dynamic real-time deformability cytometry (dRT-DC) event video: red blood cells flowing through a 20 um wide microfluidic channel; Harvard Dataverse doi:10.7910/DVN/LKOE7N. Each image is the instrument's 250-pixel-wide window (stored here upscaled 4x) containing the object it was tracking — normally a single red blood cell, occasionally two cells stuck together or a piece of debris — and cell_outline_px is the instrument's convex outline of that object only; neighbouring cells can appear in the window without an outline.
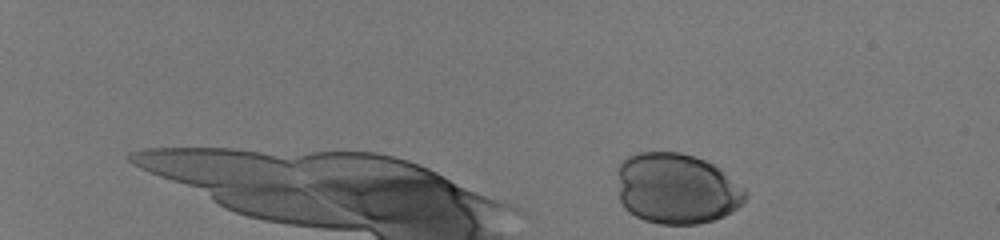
{"species": "human", "species_latin": "Homo sapiens", "temperature_condition": "room temperature", "stored_images_in_passage": 41, "camera_frame_rate_fps": 3000, "um_per_image_px": 0.085, "donor": {"sex": "male"}, "frame": {"image": 1, "passage_image": 1, "time_ms": 0.0, "image_size_px": [1000, 240], "cell_outline_px": [[748, 196], [732, 212], [724, 216], [712, 220], [696, 224], [660, 224], [644, 220], [628, 212], [624, 208], [620, 200], [616, 172], [620, 164], [628, 156], [640, 152], [680, 152], [704, 160], [720, 168], [744, 188], [748, 192]], "centroid_in_image_um": [57.49, 16.03], "position_along_channel_um": 27.5, "area_um2": 53.0}}
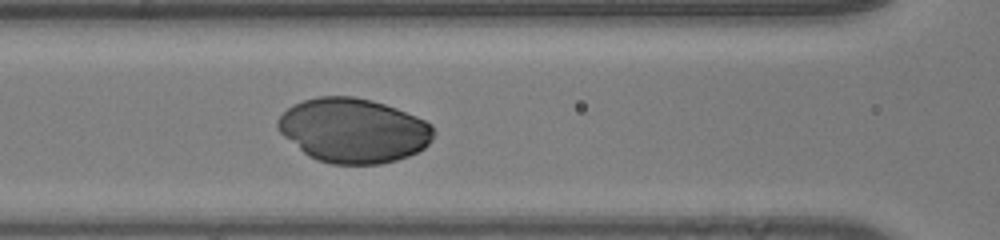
{"frame": {"image": 2, "passage_image": 21, "time_ms": 6.667, "image_size_px": [1000, 240], "cell_outline_px": [[436, 132], [432, 140], [424, 148], [408, 156], [396, 160], [380, 164], [332, 164], [316, 160], [308, 156], [284, 136], [276, 128], [276, 120], [292, 104], [316, 96], [356, 96], [372, 100], [396, 108], [416, 116], [432, 124]], "centroid_in_image_um": [30.04, 11.08], "position_along_channel_um": 136.6, "area_um2": 58.78}}
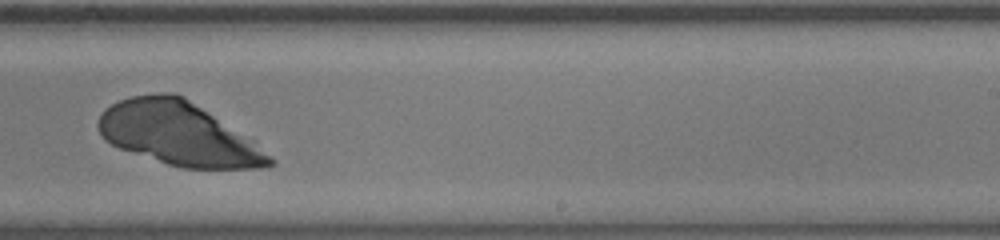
{"frame": {"image": 3, "passage_image": 31, "time_ms": 10.0, "image_size_px": [1000, 240], "cell_outline_px": [[276, 164], [260, 168], [180, 168], [120, 148], [104, 140], [100, 136], [96, 124], [104, 108], [120, 100], [132, 96], [156, 92], [176, 92], [184, 96], [272, 156], [276, 160]], "centroid_in_image_um": [15.09, 11.36], "position_along_channel_um": 273.9, "area_um2": 62.25}}